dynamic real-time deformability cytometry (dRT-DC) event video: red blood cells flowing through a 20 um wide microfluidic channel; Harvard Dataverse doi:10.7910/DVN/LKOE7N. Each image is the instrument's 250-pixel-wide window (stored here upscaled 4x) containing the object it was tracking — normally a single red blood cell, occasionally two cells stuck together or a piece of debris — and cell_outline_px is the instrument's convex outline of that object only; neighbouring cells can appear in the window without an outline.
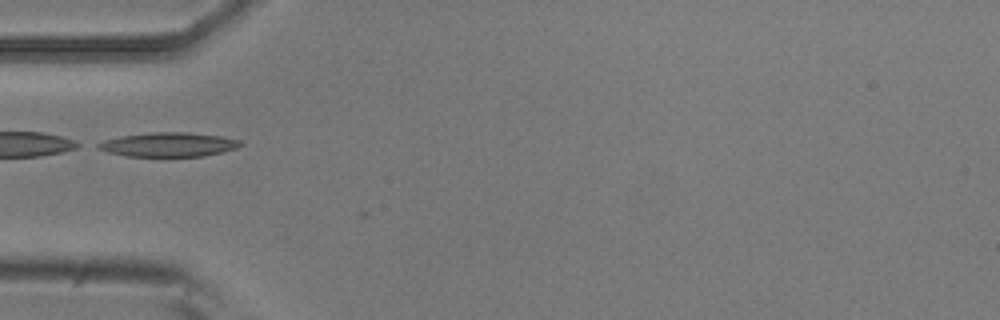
{"species": "common noctule bat (a hibernating species)", "species_latin": "Nyctalus noctula", "temperature_condition": "room temperature", "stored_images_in_passage": 3, "camera_frame_rate_fps": 3000, "um_per_image_px": 0.085, "animal": {"sex": "male", "body_mass_g": 20.5, "forearm_length_mm": 52.5}, "frame": {"image": 1, "passage_image": 2, "time_ms": 0.333, "image_size_px": [1000, 320], "cell_outline_px": [[244, 144], [236, 148], [204, 156], [124, 156], [108, 152], [96, 148], [96, 144], [104, 140], [120, 136], [152, 132], [188, 132], [220, 136], [240, 140]], "centroid_in_image_um": [14.3, 12.28], "position_along_channel_um": 70.7, "area_um2": 20.06}}
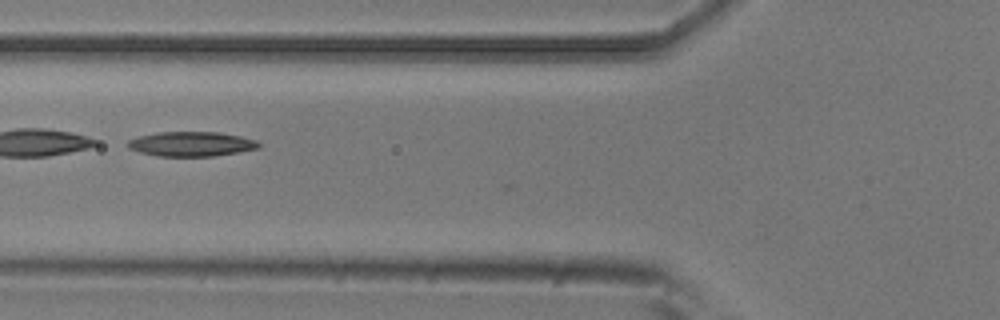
{"frame": {"image": 2, "passage_image": 3, "time_ms": 0.667, "image_size_px": [1000, 320], "cell_outline_px": [[260, 148], [212, 156], [156, 156], [140, 152], [128, 148], [124, 144], [128, 140], [140, 136], [156, 132], [220, 132], [240, 136], [256, 140], [260, 144]], "centroid_in_image_um": [16.22, 12.23], "position_along_channel_um": 109.6, "area_um2": 18.84}}